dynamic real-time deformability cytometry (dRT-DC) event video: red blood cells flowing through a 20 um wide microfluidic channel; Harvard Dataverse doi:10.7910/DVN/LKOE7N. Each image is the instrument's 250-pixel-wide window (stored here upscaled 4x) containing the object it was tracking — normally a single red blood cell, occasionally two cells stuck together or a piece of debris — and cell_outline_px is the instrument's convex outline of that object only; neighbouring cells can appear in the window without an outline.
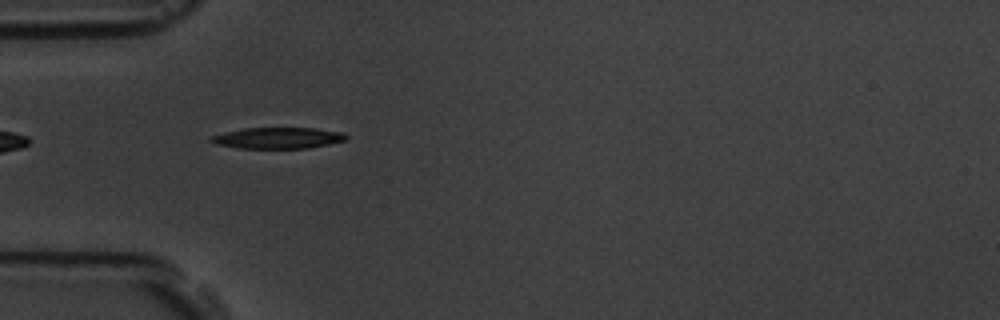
{"species": "common noctule bat (a hibernating species)", "species_latin": "Nyctalus noctula", "temperature_condition": "room temperature", "stored_images_in_passage": 9, "camera_frame_rate_fps": 3000, "um_per_image_px": 0.085, "animal": {"sex": "male", "body_mass_g": 19.5, "forearm_length_mm": 54.6}, "frame": {"image": 1, "passage_image": 1, "time_ms": 0.0, "image_size_px": [1000, 320], "cell_outline_px": [[348, 140], [308, 148], [240, 148], [216, 144], [208, 140], [212, 136], [244, 128], [316, 128], [344, 132], [348, 136]], "centroid_in_image_um": [23.69, 11.73], "position_along_channel_um": 61.3, "area_um2": 16.59}}
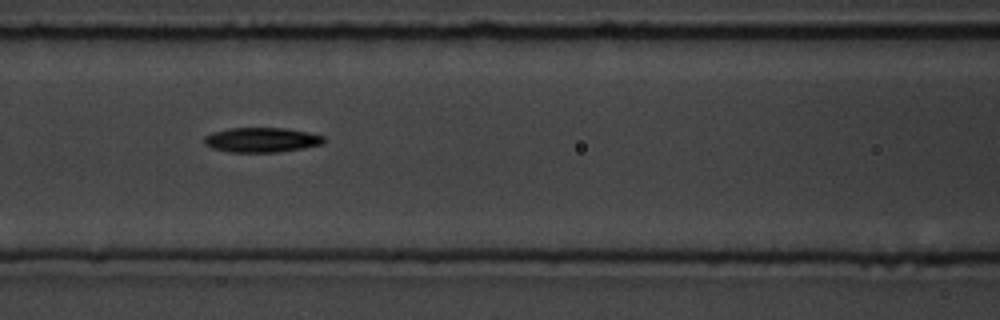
{"frame": {"image": 2, "passage_image": 3, "time_ms": 2.333, "image_size_px": [1000, 320], "cell_outline_px": [[324, 144], [276, 152], [228, 152], [212, 148], [204, 144], [204, 136], [212, 132], [228, 128], [284, 128], [308, 132], [324, 136]], "centroid_in_image_um": [22.2, 11.88], "position_along_channel_um": 144.4, "area_um2": 17.22}}
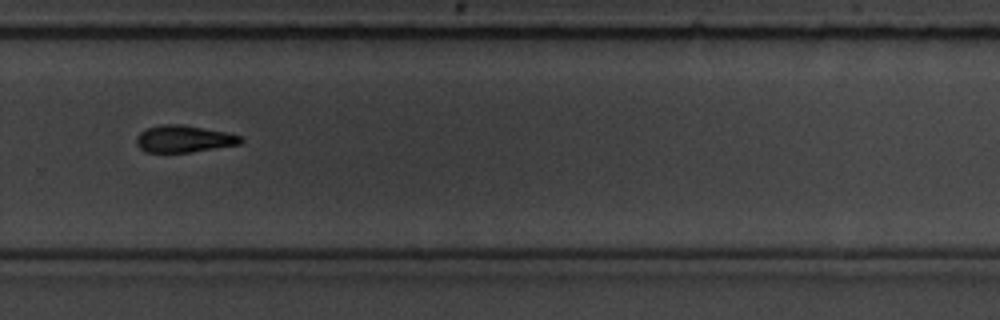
{"frame": {"image": 3, "passage_image": 7, "time_ms": 7.0, "image_size_px": [1000, 320], "cell_outline_px": [[244, 140], [240, 144], [216, 148], [188, 152], [144, 152], [136, 144], [136, 136], [140, 132], [148, 128], [160, 124], [184, 124], [228, 132], [240, 136]], "centroid_in_image_um": [15.62, 11.79], "position_along_channel_um": 314.2, "area_um2": 16.53}}